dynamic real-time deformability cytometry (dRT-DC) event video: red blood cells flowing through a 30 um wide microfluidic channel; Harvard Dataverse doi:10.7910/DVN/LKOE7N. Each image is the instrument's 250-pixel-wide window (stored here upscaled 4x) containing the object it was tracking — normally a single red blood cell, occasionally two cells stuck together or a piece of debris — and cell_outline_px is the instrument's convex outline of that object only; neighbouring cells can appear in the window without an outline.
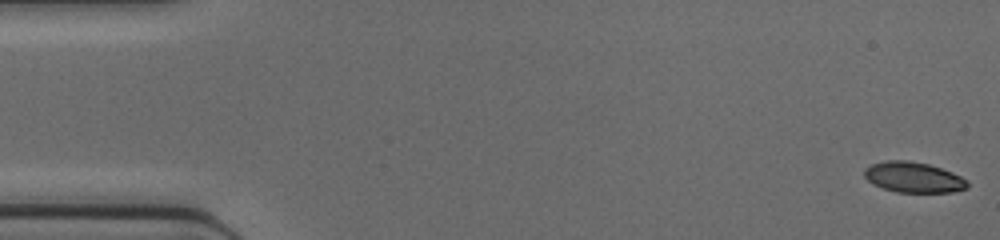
{"species": "common noctule bat (a hibernating species)", "species_latin": "Nyctalus noctula", "temperature_condition": "cold", "stored_images_in_passage": 46, "camera_frame_rate_fps": 3000, "um_per_image_px": 0.085, "animal": {"sex": "female", "body_mass_g": 17.0, "forearm_length_mm": 48.0}, "frame": {"image": 1, "passage_image": 1, "time_ms": 0.0, "image_size_px": [1000, 240], "cell_outline_px": [[968, 188], [952, 192], [896, 192], [872, 184], [864, 176], [864, 168], [872, 164], [884, 160], [908, 160], [928, 164], [952, 172], [968, 180]], "centroid_in_image_um": [77.63, 15.06], "position_along_channel_um": 7.4, "area_um2": 18.38}}
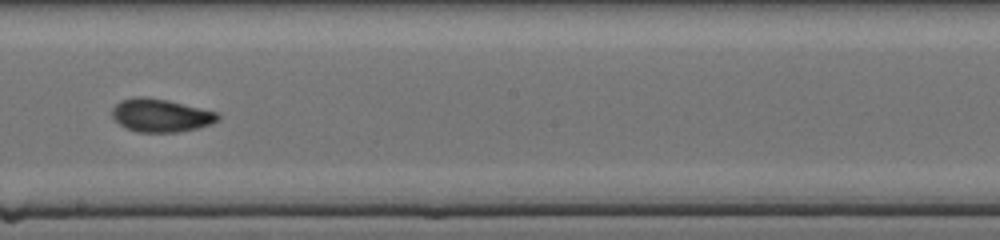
{"frame": {"image": 2, "passage_image": 26, "time_ms": 8.333, "image_size_px": [1000, 240], "cell_outline_px": [[220, 120], [212, 124], [196, 128], [176, 132], [136, 132], [124, 128], [112, 116], [112, 108], [120, 100], [136, 96], [144, 96], [168, 100], [220, 112]], "centroid_in_image_um": [13.69, 9.8], "position_along_channel_um": 234.5, "area_um2": 20.69}}
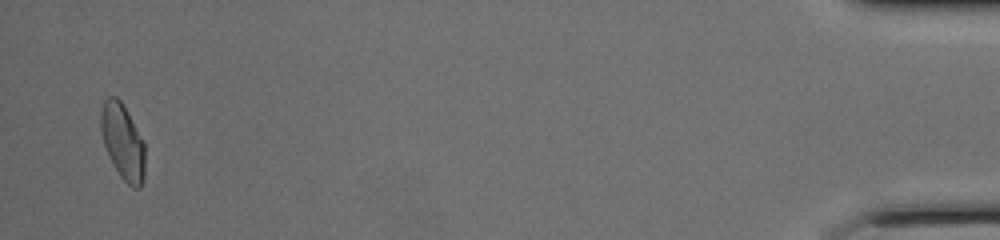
{"frame": {"image": 3, "passage_image": 45, "time_ms": 14.667, "image_size_px": [1000, 240], "cell_outline_px": [[144, 180], [140, 188], [132, 188], [120, 176], [112, 164], [108, 156], [104, 144], [100, 128], [100, 112], [104, 100], [108, 96], [116, 96], [120, 100], [144, 140]], "centroid_in_image_um": [10.42, 12.06], "position_along_channel_um": 424.8, "area_um2": 19.59}}